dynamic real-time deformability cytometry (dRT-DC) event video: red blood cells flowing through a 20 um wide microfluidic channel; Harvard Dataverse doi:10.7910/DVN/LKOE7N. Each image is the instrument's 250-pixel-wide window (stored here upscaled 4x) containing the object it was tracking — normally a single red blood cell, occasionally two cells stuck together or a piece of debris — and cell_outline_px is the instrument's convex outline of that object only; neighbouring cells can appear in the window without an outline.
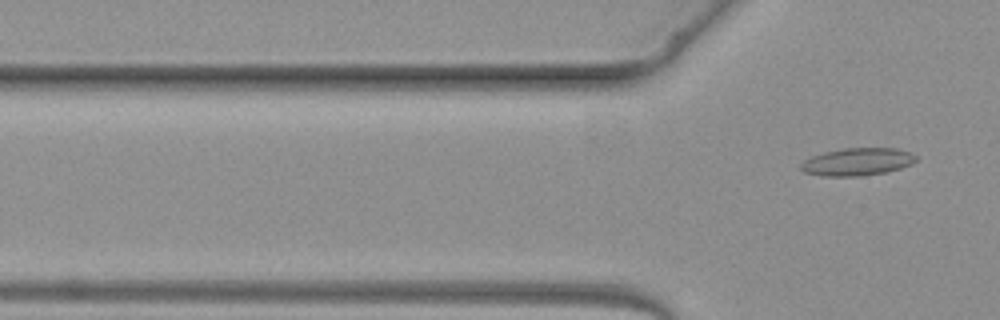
{"species": "common noctule bat (a hibernating species)", "species_latin": "Nyctalus noctula", "temperature_condition": "warm", "stored_images_in_passage": 5, "camera_frame_rate_fps": 3000, "um_per_image_px": 0.085, "animal": {"sex": "female", "body_mass_g": 19.3, "forearm_length_mm": 54.1}, "frame": {"image": 1, "passage_image": 5, "time_ms": 7.0, "image_size_px": [1000, 320], "cell_outline_px": [[916, 160], [912, 164], [900, 168], [884, 172], [856, 176], [824, 176], [804, 172], [800, 168], [800, 164], [804, 160], [812, 156], [824, 152], [844, 148], [896, 148], [908, 152], [916, 156]], "centroid_in_image_um": [72.85, 13.74], "position_along_channel_um": 53.0, "area_um2": 18.32}}